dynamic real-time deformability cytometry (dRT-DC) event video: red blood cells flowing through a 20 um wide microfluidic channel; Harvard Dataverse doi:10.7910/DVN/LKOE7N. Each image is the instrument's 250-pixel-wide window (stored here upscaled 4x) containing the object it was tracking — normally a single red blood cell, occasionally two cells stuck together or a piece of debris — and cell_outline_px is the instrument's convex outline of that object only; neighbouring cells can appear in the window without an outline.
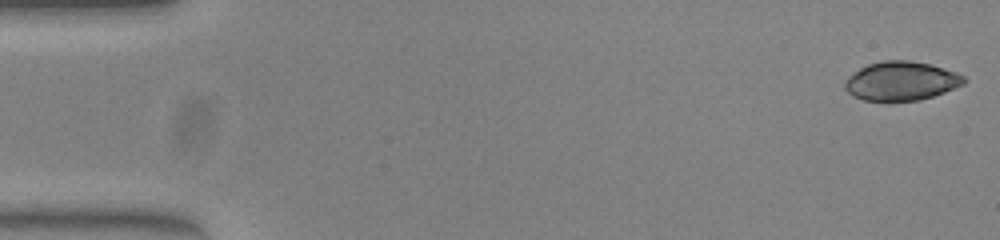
{"species": "common noctule bat (a hibernating species)", "species_latin": "Nyctalus noctula", "temperature_condition": "warm", "stored_images_in_passage": 50, "camera_frame_rate_fps": 3000, "um_per_image_px": 0.085, "animal": {"sex": "female", "body_mass_g": 23.0, "forearm_length_mm": 53.4}, "frame": {"image": 1, "passage_image": 1, "time_ms": 0.0, "image_size_px": [1000, 240], "cell_outline_px": [[968, 80], [964, 84], [944, 92], [920, 100], [864, 100], [852, 96], [844, 88], [844, 80], [848, 76], [860, 68], [868, 64], [884, 60], [908, 60], [928, 64], [956, 72], [964, 76]], "centroid_in_image_um": [76.58, 6.88], "position_along_channel_um": 8.4, "area_um2": 26.88}}
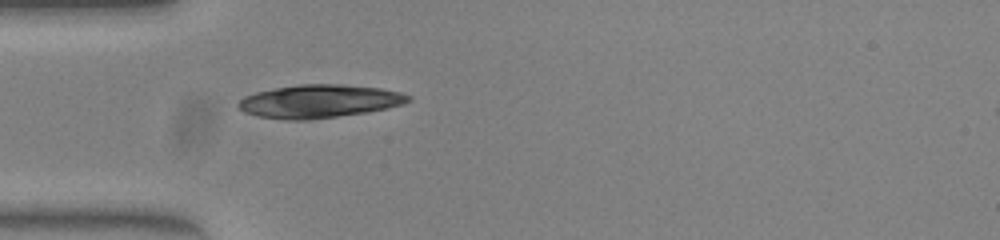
{"frame": {"image": 2, "passage_image": 15, "time_ms": 4.667, "image_size_px": [1000, 240], "cell_outline_px": [[412, 100], [404, 104], [388, 108], [368, 112], [308, 120], [284, 120], [256, 116], [244, 112], [236, 104], [244, 96], [256, 92], [276, 88], [300, 84], [344, 84], [380, 88], [400, 92], [412, 96]], "centroid_in_image_um": [27.16, 8.61], "position_along_channel_um": 57.8, "area_um2": 33.06}}
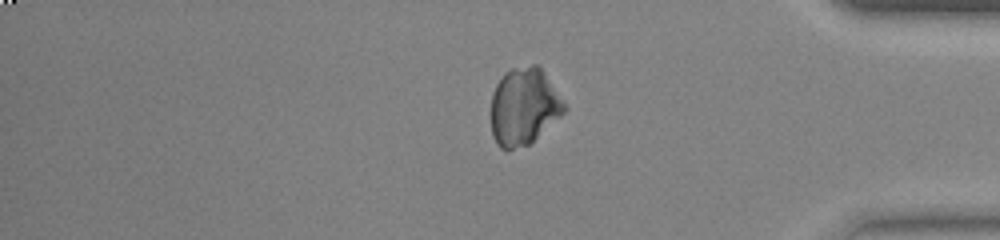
{"frame": {"image": 3, "passage_image": 42, "time_ms": 13.667, "image_size_px": [1000, 240], "cell_outline_px": [[568, 108], [560, 116], [528, 144], [512, 148], [500, 148], [496, 144], [492, 136], [492, 92], [496, 84], [504, 72], [512, 68], [532, 64], [536, 64], [544, 72]], "centroid_in_image_um": [44.51, 9.02], "position_along_channel_um": 390.7, "area_um2": 32.48}}